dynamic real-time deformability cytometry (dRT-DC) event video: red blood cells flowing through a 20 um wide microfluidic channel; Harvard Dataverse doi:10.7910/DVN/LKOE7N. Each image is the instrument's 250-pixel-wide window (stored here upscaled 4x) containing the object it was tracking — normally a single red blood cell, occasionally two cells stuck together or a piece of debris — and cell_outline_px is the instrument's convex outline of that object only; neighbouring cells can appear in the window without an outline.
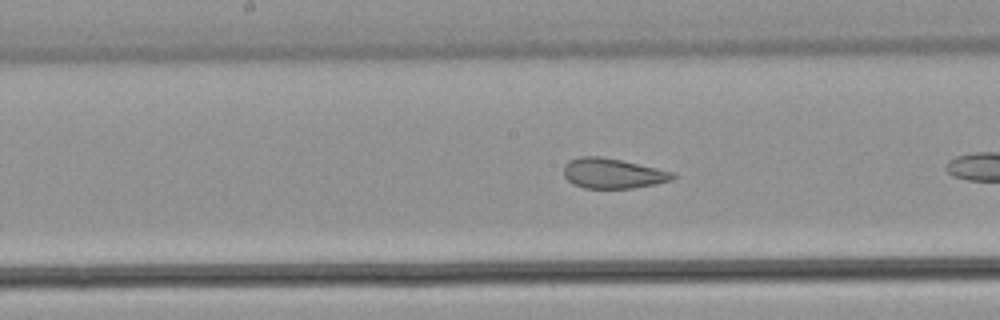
{"species": "common noctule bat (a hibernating species)", "species_latin": "Nyctalus noctula", "temperature_condition": "warm", "stored_images_in_passage": 19, "camera_frame_rate_fps": 3000, "um_per_image_px": 0.085, "animal": {"sex": "male", "body_mass_g": 21.5, "forearm_length_mm": 52.0}, "frame": {"image": 1, "passage_image": 11, "time_ms": 3.333, "image_size_px": [1000, 320], "cell_outline_px": [[676, 176], [672, 180], [656, 184], [632, 188], [584, 188], [572, 184], [564, 176], [564, 164], [568, 160], [580, 156], [600, 156], [620, 160], [656, 168], [672, 172]], "centroid_in_image_um": [52.04, 14.74], "position_along_channel_um": 196.2, "area_um2": 19.07}}